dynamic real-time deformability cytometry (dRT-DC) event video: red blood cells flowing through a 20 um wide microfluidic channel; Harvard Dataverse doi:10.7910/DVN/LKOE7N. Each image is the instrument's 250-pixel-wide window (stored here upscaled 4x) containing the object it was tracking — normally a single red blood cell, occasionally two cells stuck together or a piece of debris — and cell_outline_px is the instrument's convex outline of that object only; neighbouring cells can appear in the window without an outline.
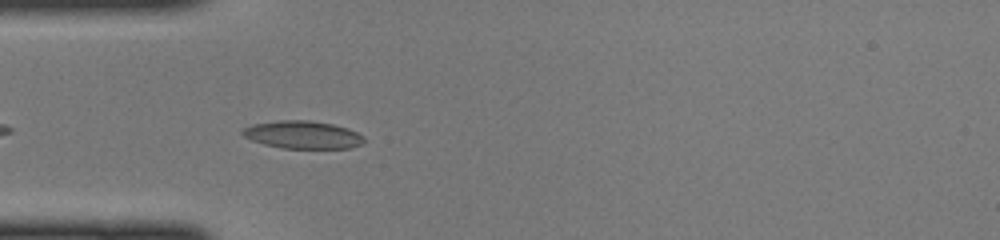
{"species": "common noctule bat (a hibernating species)", "species_latin": "Nyctalus noctula", "temperature_condition": "cold", "stored_images_in_passage": 34, "camera_frame_rate_fps": 3000, "um_per_image_px": 0.085, "animal": {"sex": "female", "body_mass_g": 22.0, "forearm_length_mm": 56.7}, "frame": {"image": 1, "passage_image": 4, "time_ms": 1.0, "image_size_px": [1000, 240], "cell_outline_px": [[364, 140], [360, 144], [352, 148], [284, 148], [264, 144], [252, 140], [244, 136], [240, 132], [244, 128], [252, 124], [280, 120], [308, 120], [332, 124], [348, 128], [364, 136]], "centroid_in_image_um": [25.73, 11.45], "position_along_channel_um": 59.3, "area_um2": 19.54}}
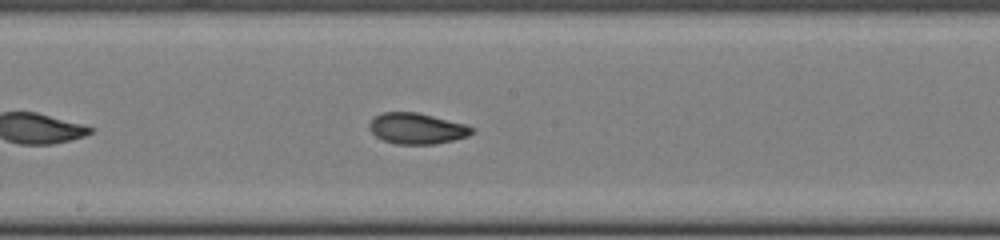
{"frame": {"image": 2, "passage_image": 15, "time_ms": 4.667, "image_size_px": [1000, 240], "cell_outline_px": [[476, 128], [468, 136], [436, 144], [396, 144], [384, 140], [376, 136], [368, 128], [368, 124], [372, 116], [384, 112], [416, 112], [464, 124]], "centroid_in_image_um": [35.39, 10.92], "position_along_channel_um": 212.8, "area_um2": 18.44}}
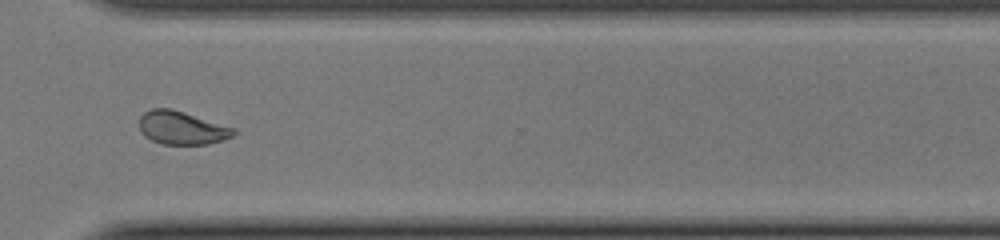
{"frame": {"image": 3, "passage_image": 25, "time_ms": 8.0, "image_size_px": [1000, 240], "cell_outline_px": [[236, 132], [232, 136], [208, 144], [164, 144], [152, 140], [144, 136], [140, 132], [140, 116], [144, 112], [152, 108], [172, 108], [236, 128]], "centroid_in_image_um": [15.44, 10.85], "position_along_channel_um": 355.2, "area_um2": 18.26}}